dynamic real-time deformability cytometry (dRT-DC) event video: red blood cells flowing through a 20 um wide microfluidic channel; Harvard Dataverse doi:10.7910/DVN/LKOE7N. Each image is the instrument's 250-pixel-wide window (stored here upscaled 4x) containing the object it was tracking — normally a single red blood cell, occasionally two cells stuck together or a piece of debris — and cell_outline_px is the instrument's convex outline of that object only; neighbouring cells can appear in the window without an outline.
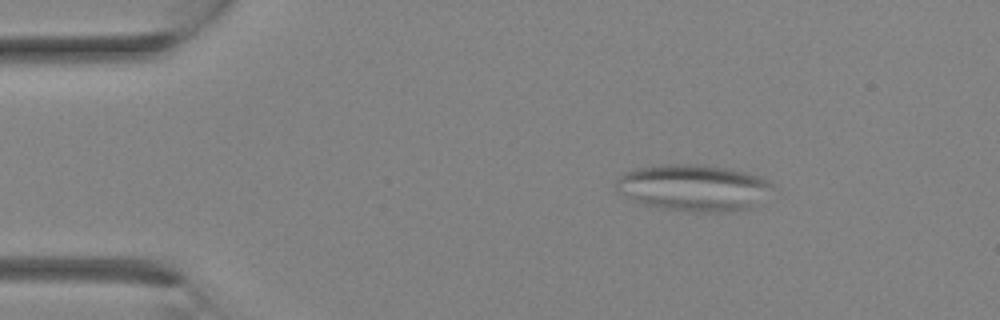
{"species": "Egyptian fruit bat (a non-hibernating species)", "species_latin": "Rousettus aegyptiacus", "temperature_condition": "room temperature", "stored_images_in_passage": 7, "camera_frame_rate_fps": 3000, "um_per_image_px": 0.085, "animal": {"sex": "female"}, "frame": {"image": 1, "passage_image": 1, "time_ms": 0.0, "image_size_px": [1000, 320], "cell_outline_px": [[772, 188], [752, 208], [732, 212], [692, 212], [664, 208], [644, 204], [632, 200], [616, 192], [616, 180], [624, 172], [636, 168], [664, 164], [704, 164], [728, 168], [760, 176], [768, 180], [772, 184]], "centroid_in_image_um": [58.93, 15.95], "position_along_channel_um": 26.1, "area_um2": 42.66}}
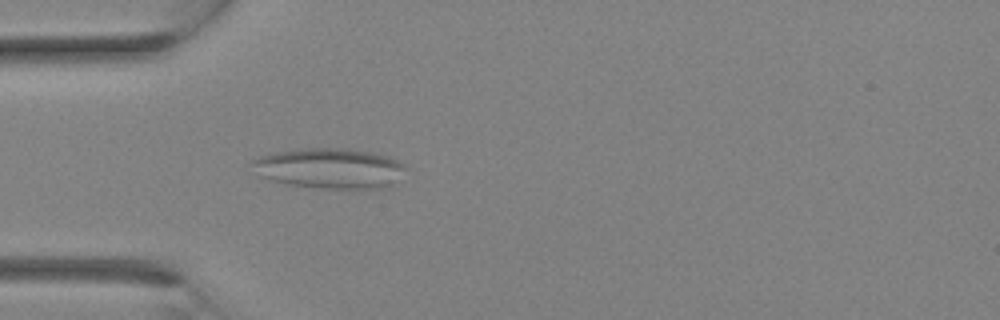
{"frame": {"image": 2, "passage_image": 5, "time_ms": 1.333, "image_size_px": [1000, 320], "cell_outline_px": [[408, 168], [388, 188], [320, 188], [288, 184], [272, 180], [260, 176], [248, 164], [252, 160], [260, 156], [276, 152], [304, 148], [344, 148], [372, 152], [388, 156], [404, 164]], "centroid_in_image_um": [28.02, 14.3], "position_along_channel_um": 57.0, "area_um2": 36.13}}